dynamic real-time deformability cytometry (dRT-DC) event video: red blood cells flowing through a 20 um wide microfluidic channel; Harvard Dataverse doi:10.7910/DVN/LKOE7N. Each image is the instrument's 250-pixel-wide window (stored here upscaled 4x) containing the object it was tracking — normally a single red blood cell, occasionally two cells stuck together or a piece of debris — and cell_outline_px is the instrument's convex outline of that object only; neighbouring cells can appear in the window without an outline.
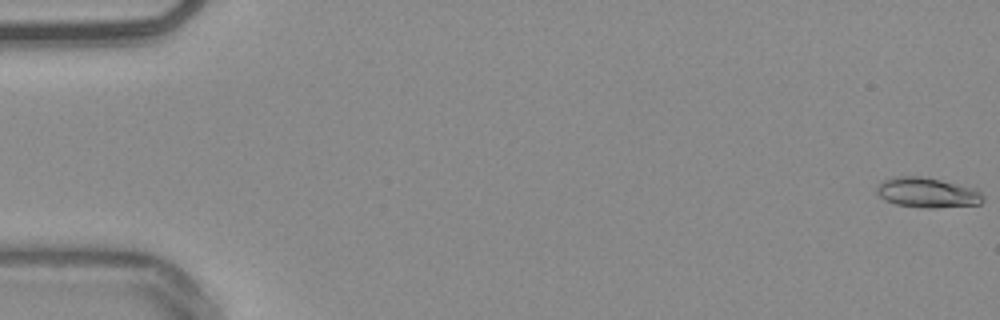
{"species": "common noctule bat (a hibernating species)", "species_latin": "Nyctalus noctula", "temperature_condition": "warm", "stored_images_in_passage": 54, "camera_frame_rate_fps": 3000, "um_per_image_px": 0.085, "animal": {"sex": "male", "body_mass_g": 20.4}, "frame": {"image": 1, "passage_image": 1, "time_ms": 0.0, "image_size_px": [1000, 320], "cell_outline_px": [[984, 200], [980, 204], [936, 208], [920, 208], [896, 204], [884, 200], [876, 192], [876, 184], [884, 180], [896, 176], [920, 176], [940, 180], [976, 188], [984, 196]], "centroid_in_image_um": [78.81, 16.38], "position_along_channel_um": 6.2, "area_um2": 18.79}}
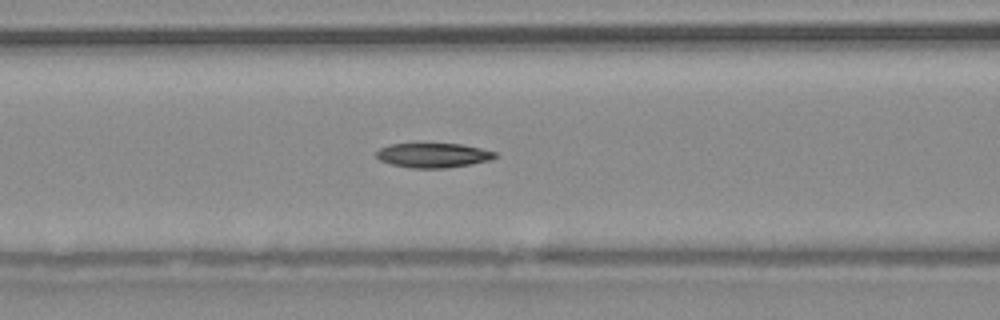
{"frame": {"image": 2, "passage_image": 23, "time_ms": 7.333, "image_size_px": [1000, 320], "cell_outline_px": [[496, 156], [492, 160], [472, 164], [444, 168], [412, 168], [392, 164], [380, 160], [376, 156], [376, 152], [380, 148], [392, 144], [460, 144], [480, 148], [496, 152]], "centroid_in_image_um": [36.84, 13.2], "position_along_channel_um": 129.8, "area_um2": 16.82}}
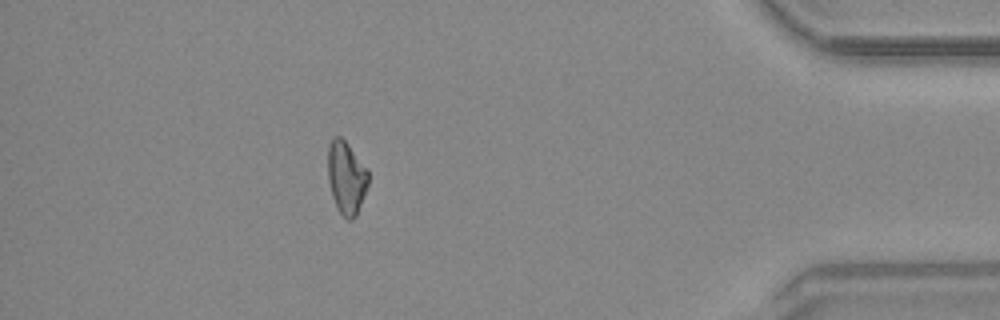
{"frame": {"image": 3, "passage_image": 48, "time_ms": 15.667, "image_size_px": [1000, 320], "cell_outline_px": [[368, 184], [356, 216], [352, 220], [348, 220], [336, 208], [332, 196], [328, 180], [328, 144], [336, 136], [340, 136], [348, 144], [368, 168]], "centroid_in_image_um": [29.44, 15.09], "position_along_channel_um": 405.8, "area_um2": 17.17}, "authors_computed_cell_mechanics": {"area_um2": 17.4556, "velocity_mm_per_s": 3.858, "shape_relaxation_time_tau1_ms": 8.7634, "shape_relaxation_time_tau2_ms": null, "deformation_change_tau1": 0.1794, "deformation_change_tau2": null}}